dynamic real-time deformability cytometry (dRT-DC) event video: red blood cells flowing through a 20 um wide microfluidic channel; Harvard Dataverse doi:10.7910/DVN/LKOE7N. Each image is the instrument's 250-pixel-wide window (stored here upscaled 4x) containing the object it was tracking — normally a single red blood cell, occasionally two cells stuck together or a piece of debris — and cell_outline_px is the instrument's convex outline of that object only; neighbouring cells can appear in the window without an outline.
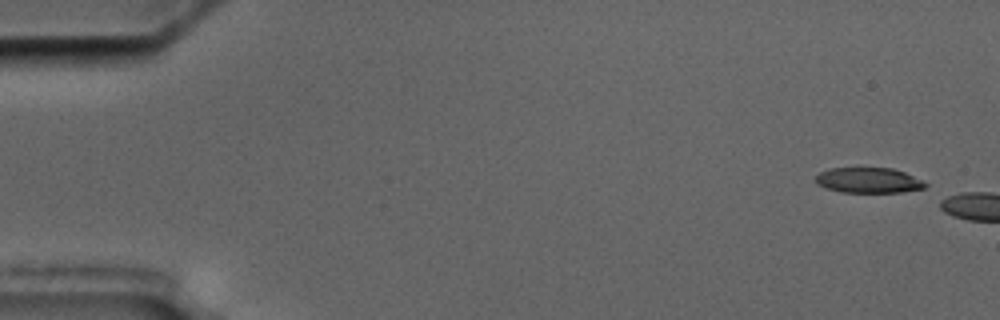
{"species": "common noctule bat (a hibernating species)", "species_latin": "Nyctalus noctula", "temperature_condition": "cold", "stored_images_in_passage": 3, "camera_frame_rate_fps": 3000, "um_per_image_px": 0.085, "animal": {"sex": "male", "body_mass_g": 17.5, "forearm_length_mm": 52.3}, "frame": {"image": 1, "passage_image": 1, "time_ms": 0.0, "image_size_px": [1000, 320], "cell_outline_px": [[928, 184], [924, 188], [904, 192], [840, 192], [816, 184], [816, 176], [820, 172], [832, 168], [892, 168], [904, 172]], "centroid_in_image_um": [73.82, 15.33], "position_along_channel_um": 11.2, "area_um2": 16.01}}